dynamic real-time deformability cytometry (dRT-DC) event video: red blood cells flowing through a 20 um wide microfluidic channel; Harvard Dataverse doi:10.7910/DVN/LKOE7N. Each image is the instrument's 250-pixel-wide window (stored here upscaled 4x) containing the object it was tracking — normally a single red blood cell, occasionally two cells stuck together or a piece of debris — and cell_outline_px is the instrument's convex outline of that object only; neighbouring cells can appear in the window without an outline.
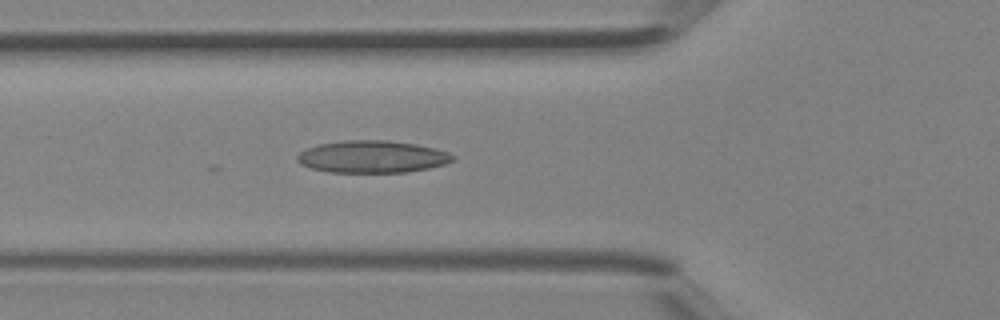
{"species": "Egyptian fruit bat (a non-hibernating species)", "species_latin": "Rousettus aegyptiacus", "temperature_condition": "room temperature", "stored_images_in_passage": 30, "camera_frame_rate_fps": 3000, "um_per_image_px": 0.085, "animal": {"sex": "female"}, "frame": {"image": 1, "passage_image": 6, "time_ms": 1.667, "image_size_px": [1000, 320], "cell_outline_px": [[456, 160], [444, 164], [428, 168], [408, 172], [328, 172], [312, 168], [300, 164], [296, 160], [296, 156], [300, 152], [308, 148], [320, 144], [344, 140], [388, 140], [416, 144], [448, 152], [456, 156]], "centroid_in_image_um": [31.65, 13.32], "position_along_channel_um": 94.2, "area_um2": 29.19}}
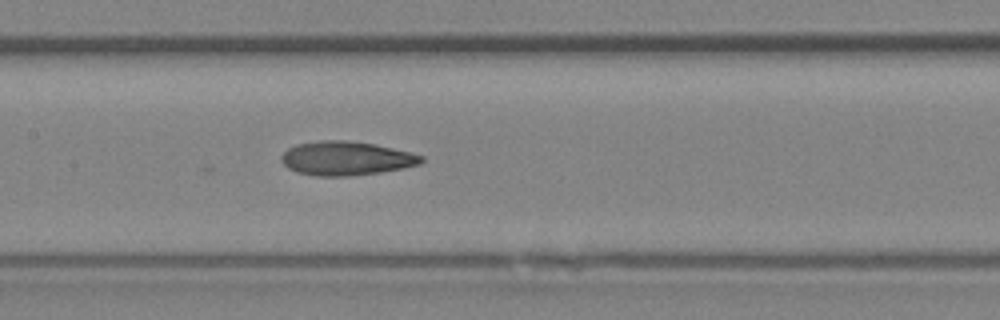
{"frame": {"image": 2, "passage_image": 11, "time_ms": 3.333, "image_size_px": [1000, 320], "cell_outline_px": [[424, 160], [420, 164], [404, 168], [380, 172], [348, 176], [316, 176], [296, 172], [288, 168], [280, 160], [280, 156], [288, 148], [296, 144], [320, 140], [348, 140], [376, 144], [424, 156]], "centroid_in_image_um": [29.4, 13.45], "position_along_channel_um": 178.0, "area_um2": 27.8}}
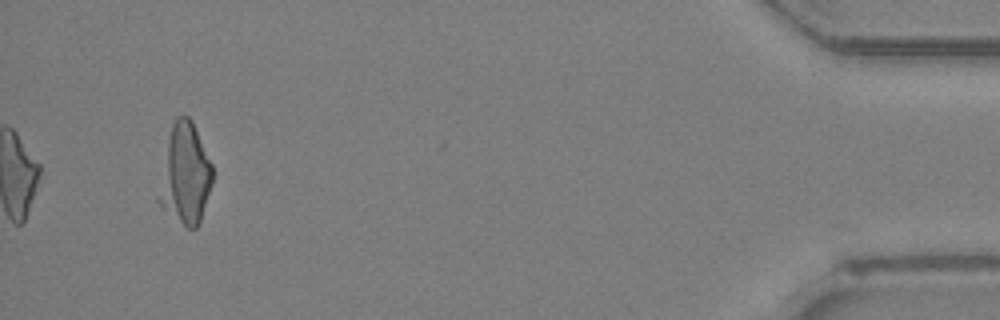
{"frame": {"image": 3, "passage_image": 30, "time_ms": 9.667, "image_size_px": [1000, 320], "cell_outline_px": [[212, 184], [200, 220], [196, 228], [188, 228], [160, 208], [156, 200], [156, 196], [168, 140], [172, 124], [176, 116], [188, 116], [212, 164]], "centroid_in_image_um": [15.7, 14.87], "position_along_channel_um": 419.5, "area_um2": 30.98}}